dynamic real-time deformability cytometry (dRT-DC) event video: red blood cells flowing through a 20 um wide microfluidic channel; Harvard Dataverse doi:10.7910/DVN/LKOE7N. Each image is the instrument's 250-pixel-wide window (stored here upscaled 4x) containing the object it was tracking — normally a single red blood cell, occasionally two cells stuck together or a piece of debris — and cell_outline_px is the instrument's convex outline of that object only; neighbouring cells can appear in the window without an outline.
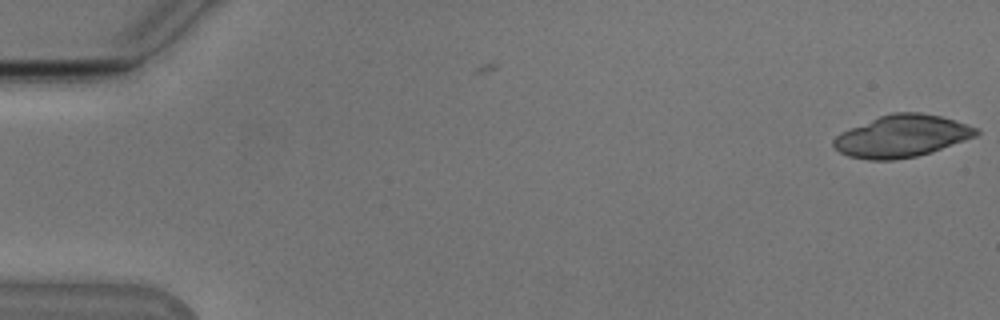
{"species": "Egyptian fruit bat (a non-hibernating species)", "species_latin": "Rousettus aegyptiacus", "temperature_condition": "cold", "stored_images_in_passage": 6, "camera_frame_rate_fps": 3000, "um_per_image_px": 0.085, "animal": {"sex": "male"}, "frame": {"image": 1, "passage_image": 6, "time_ms": 1.667, "image_size_px": [1000, 320], "cell_outline_px": [[980, 132], [976, 136], [932, 152], [916, 156], [892, 160], [868, 160], [848, 156], [840, 152], [832, 144], [832, 140], [840, 132], [880, 116], [892, 112], [920, 112], [940, 116], [980, 128]], "centroid_in_image_um": [76.66, 11.57], "position_along_channel_um": 8.3, "area_um2": 34.91}}